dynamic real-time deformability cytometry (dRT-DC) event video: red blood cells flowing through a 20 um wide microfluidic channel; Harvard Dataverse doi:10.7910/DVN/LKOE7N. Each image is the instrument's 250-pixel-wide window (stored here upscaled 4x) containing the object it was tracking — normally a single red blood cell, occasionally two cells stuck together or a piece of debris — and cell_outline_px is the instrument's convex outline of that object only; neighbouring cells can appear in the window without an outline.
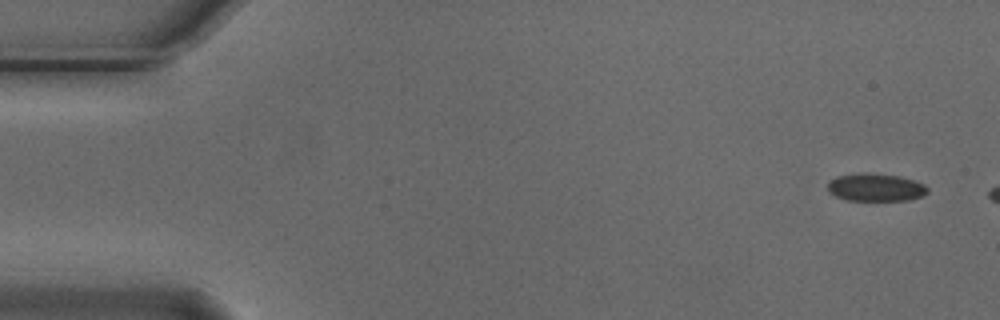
{"species": "Egyptian fruit bat (a non-hibernating species)", "species_latin": "Rousettus aegyptiacus", "temperature_condition": "cold", "stored_images_in_passage": 4, "camera_frame_rate_fps": 3000, "um_per_image_px": 0.085, "animal": {"sex": "male"}, "frame": {"image": 1, "passage_image": 1, "time_ms": 0.0, "image_size_px": [1000, 320], "cell_outline_px": [[928, 192], [920, 196], [908, 200], [848, 200], [836, 196], [828, 192], [828, 180], [836, 176], [864, 172], [900, 176], [924, 184], [928, 188]], "centroid_in_image_um": [74.39, 15.91], "position_along_channel_um": 10.6, "area_um2": 16.13}}